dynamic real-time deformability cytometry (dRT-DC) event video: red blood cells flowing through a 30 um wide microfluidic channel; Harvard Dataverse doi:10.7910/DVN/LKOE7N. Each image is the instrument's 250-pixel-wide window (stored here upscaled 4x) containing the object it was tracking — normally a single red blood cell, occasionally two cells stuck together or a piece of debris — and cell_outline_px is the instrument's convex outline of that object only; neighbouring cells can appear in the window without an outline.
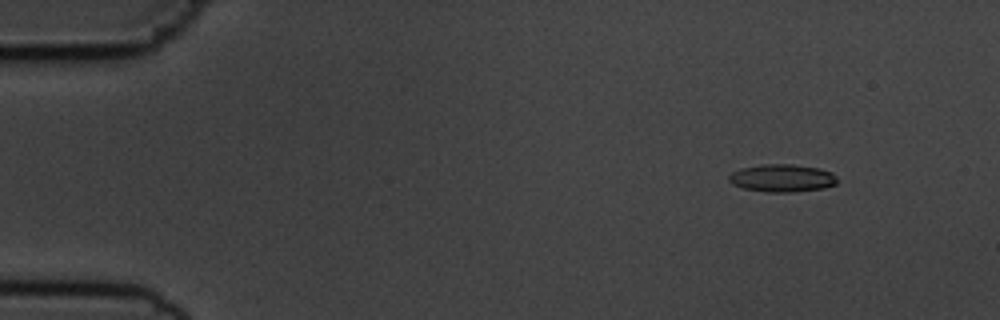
{"species": "common noctule bat (a hibernating species)", "species_latin": "Nyctalus noctula", "temperature_condition": "cold", "stored_images_in_passage": 4, "camera_frame_rate_fps": 3000, "um_per_image_px": 0.085, "animal": {"sex": "male", "body_mass_g": 19.5, "forearm_length_mm": 54.6}, "frame": {"image": 1, "passage_image": 2, "time_ms": 1.333, "image_size_px": [1000, 320], "cell_outline_px": [[836, 184], [824, 188], [792, 192], [768, 192], [744, 188], [732, 184], [728, 180], [728, 176], [732, 172], [740, 168], [760, 164], [792, 164], [820, 168], [832, 172], [836, 176]], "centroid_in_image_um": [66.47, 15.13], "position_along_channel_um": 18.5, "area_um2": 17.57}}